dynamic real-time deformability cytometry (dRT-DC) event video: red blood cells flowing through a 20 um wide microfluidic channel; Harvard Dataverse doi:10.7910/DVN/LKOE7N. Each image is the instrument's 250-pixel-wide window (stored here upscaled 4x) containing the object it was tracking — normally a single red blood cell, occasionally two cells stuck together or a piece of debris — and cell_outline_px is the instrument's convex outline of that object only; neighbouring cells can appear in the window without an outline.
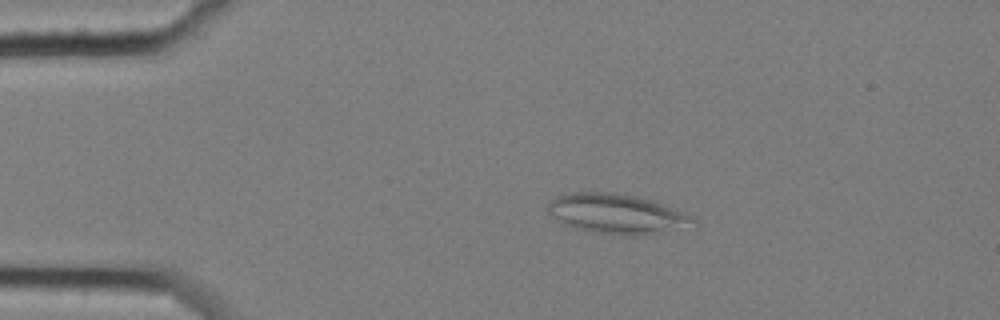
{"species": "common noctule bat (a hibernating species)", "species_latin": "Nyctalus noctula", "temperature_condition": "cold", "stored_images_in_passage": 46, "camera_frame_rate_fps": 3000, "um_per_image_px": 0.085, "animal": {"sex": "female", "body_mass_g": 25.1}, "frame": {"image": 1, "passage_image": 1, "time_ms": 0.0, "image_size_px": [1000, 320], "cell_outline_px": [[696, 228], [636, 236], [624, 236], [592, 232], [576, 228], [564, 224], [548, 212], [544, 208], [556, 196], [564, 192], [616, 192], [648, 200], [684, 212], [692, 216], [696, 220]], "centroid_in_image_um": [52.46, 18.2], "position_along_channel_um": 32.5, "area_um2": 34.16}}
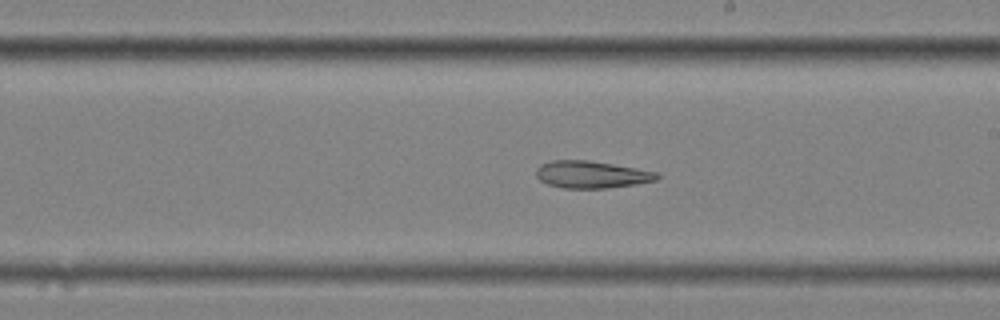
{"frame": {"image": 2, "passage_image": 23, "time_ms": 7.333, "image_size_px": [1000, 320], "cell_outline_px": [[660, 176], [656, 180], [636, 184], [608, 188], [564, 188], [548, 184], [540, 180], [536, 176], [536, 168], [540, 164], [552, 160], [588, 160], [660, 172]], "centroid_in_image_um": [50.28, 14.83], "position_along_channel_um": 238.7, "area_um2": 19.19}}
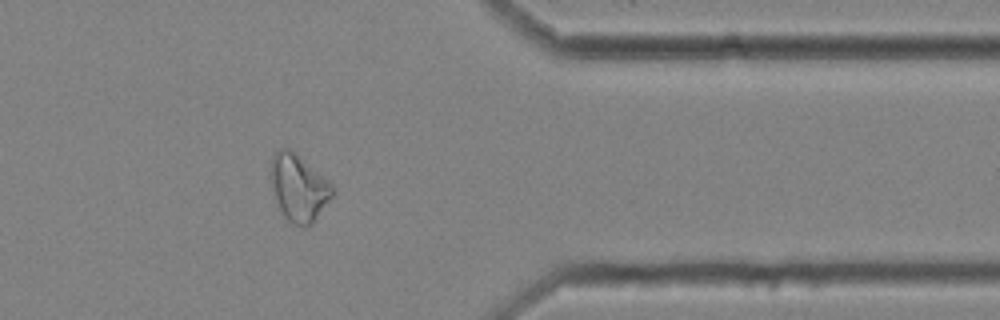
{"frame": {"image": 3, "passage_image": 37, "time_ms": 12.0, "image_size_px": [1000, 320], "cell_outline_px": [[336, 192], [312, 224], [308, 228], [304, 228], [292, 224], [284, 216], [276, 200], [272, 188], [272, 156], [280, 148], [288, 148], [332, 184], [336, 188]], "centroid_in_image_um": [25.42, 16.03], "position_along_channel_um": 386.0, "area_um2": 23.64}}